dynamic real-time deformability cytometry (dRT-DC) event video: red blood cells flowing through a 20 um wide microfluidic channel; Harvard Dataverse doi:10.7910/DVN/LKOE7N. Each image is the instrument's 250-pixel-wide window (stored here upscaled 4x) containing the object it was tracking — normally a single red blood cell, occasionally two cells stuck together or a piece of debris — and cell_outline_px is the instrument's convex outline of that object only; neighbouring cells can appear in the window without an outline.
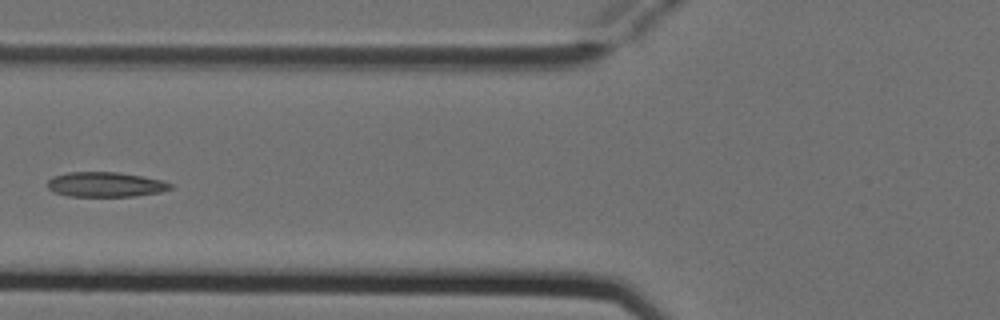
{"species": "Egyptian fruit bat (a non-hibernating species)", "species_latin": "Rousettus aegyptiacus", "temperature_condition": "cold", "stored_images_in_passage": 4, "camera_frame_rate_fps": 3000, "um_per_image_px": 0.085, "animal": {"sex": "female"}, "frame": {"image": 1, "passage_image": 4, "time_ms": 1.0, "image_size_px": [1000, 320], "cell_outline_px": [[172, 188], [160, 192], [132, 196], [68, 196], [52, 192], [48, 188], [48, 180], [52, 176], [68, 172], [116, 172], [164, 180], [172, 184]], "centroid_in_image_um": [8.93, 15.68], "position_along_channel_um": 116.9, "area_um2": 17.8}}